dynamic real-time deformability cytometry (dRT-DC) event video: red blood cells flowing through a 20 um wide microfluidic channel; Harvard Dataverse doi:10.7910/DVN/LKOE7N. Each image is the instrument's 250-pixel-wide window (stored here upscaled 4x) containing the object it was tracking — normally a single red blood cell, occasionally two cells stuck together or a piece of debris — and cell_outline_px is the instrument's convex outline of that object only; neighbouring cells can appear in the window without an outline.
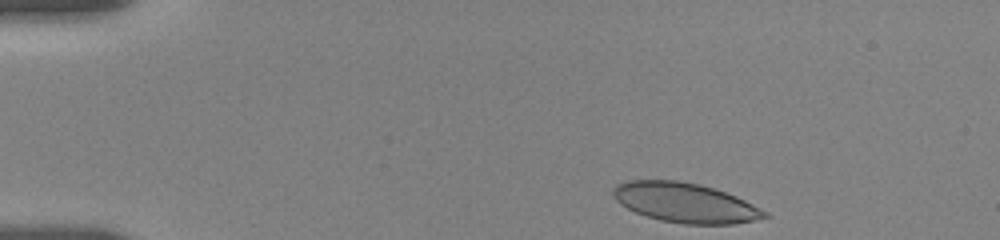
{"species": "human", "species_latin": "Homo sapiens", "temperature_condition": "room temperature", "stored_images_in_passage": 16, "camera_frame_rate_fps": 3000, "um_per_image_px": 0.085, "donor": {"sex": "female"}, "frame": {"image": 1, "passage_image": 1, "time_ms": 0.0, "image_size_px": [1000, 240], "cell_outline_px": [[772, 216], [732, 224], [684, 224], [660, 220], [636, 212], [620, 204], [616, 200], [612, 192], [616, 184], [628, 180], [676, 180], [700, 184], [736, 196], [768, 212]], "centroid_in_image_um": [58.23, 17.22], "position_along_channel_um": 26.8, "area_um2": 34.8}}
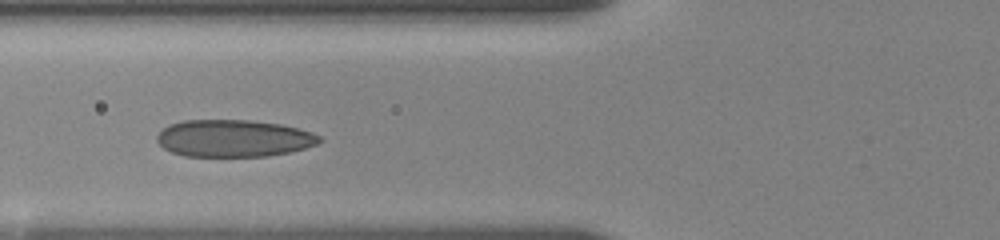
{"frame": {"image": 2, "passage_image": 11, "time_ms": 4.333, "image_size_px": [1000, 240], "cell_outline_px": [[324, 140], [316, 144], [304, 148], [288, 152], [268, 156], [184, 156], [172, 152], [164, 148], [156, 140], [156, 136], [168, 124], [184, 120], [248, 120], [280, 124], [312, 132], [320, 136]], "centroid_in_image_um": [19.85, 11.75], "position_along_channel_um": 106.0, "area_um2": 35.08}}
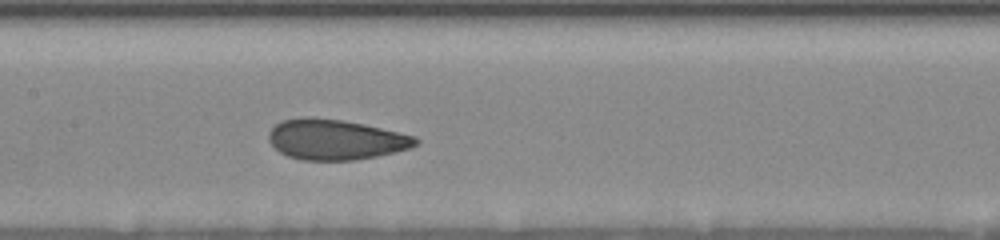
{"frame": {"image": 3, "passage_image": 16, "time_ms": 6.333, "image_size_px": [1000, 240], "cell_outline_px": [[420, 140], [412, 148], [376, 156], [352, 160], [300, 160], [288, 156], [280, 152], [268, 140], [268, 132], [280, 120], [340, 120], [364, 124], [416, 136]], "centroid_in_image_um": [28.57, 11.9], "position_along_channel_um": 178.8, "area_um2": 33.7}}